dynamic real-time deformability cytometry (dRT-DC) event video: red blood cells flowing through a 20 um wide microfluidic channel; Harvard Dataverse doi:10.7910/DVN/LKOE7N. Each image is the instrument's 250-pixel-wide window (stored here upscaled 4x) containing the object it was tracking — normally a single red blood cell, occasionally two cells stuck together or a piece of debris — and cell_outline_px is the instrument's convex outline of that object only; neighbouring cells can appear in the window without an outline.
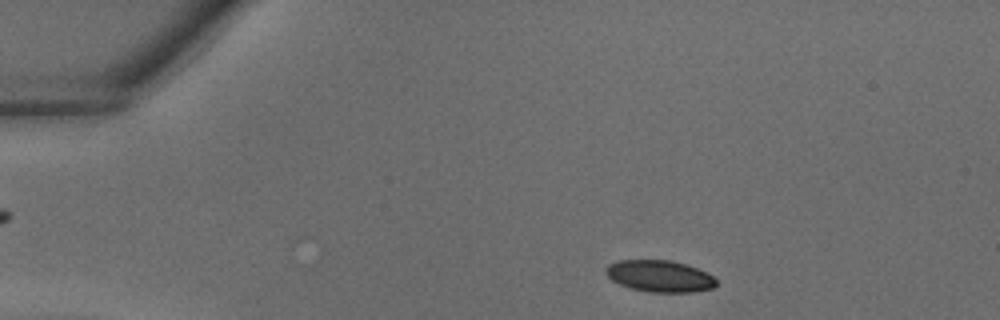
{"species": "common noctule bat (a hibernating species)", "species_latin": "Nyctalus noctula", "temperature_condition": "warm", "stored_images_in_passage": 36, "camera_frame_rate_fps": 3000, "um_per_image_px": 0.085, "animal": {"sex": "male", "body_mass_g": 18.8}, "frame": {"image": 1, "passage_image": 4, "time_ms": 1.0, "image_size_px": [1000, 320], "cell_outline_px": [[716, 284], [712, 288], [692, 292], [652, 292], [632, 288], [620, 284], [612, 280], [604, 272], [604, 268], [608, 264], [616, 260], [672, 260], [696, 268], [712, 276], [716, 280]], "centroid_in_image_um": [56.02, 23.46], "position_along_channel_um": 29.0, "area_um2": 20.23}}
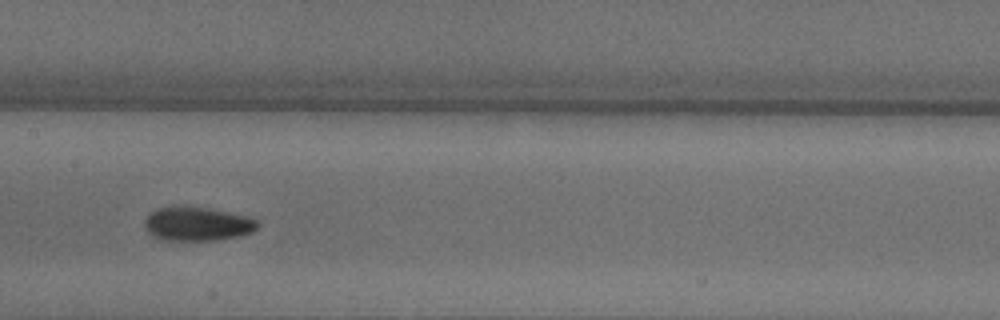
{"frame": {"image": 2, "passage_image": 17, "time_ms": 5.333, "image_size_px": [1000, 320], "cell_outline_px": [[260, 224], [252, 232], [240, 236], [216, 240], [160, 240], [152, 236], [144, 228], [144, 220], [156, 208], [208, 208], [248, 216], [256, 220]], "centroid_in_image_um": [16.78, 19.06], "position_along_channel_um": 190.6, "area_um2": 22.02}}
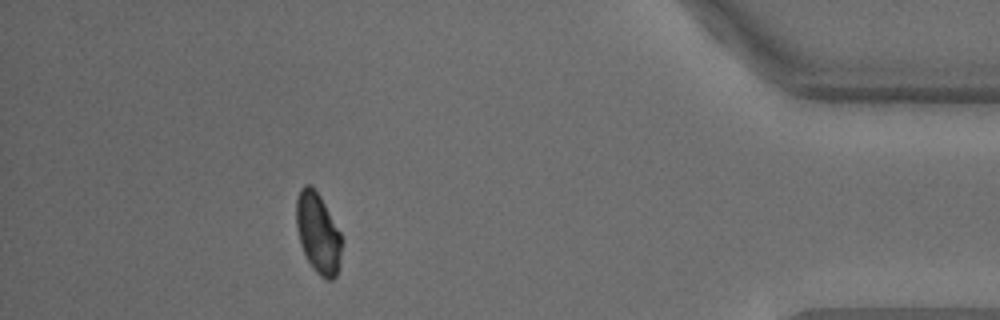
{"frame": {"image": 3, "passage_image": 32, "time_ms": 10.333, "image_size_px": [1000, 320], "cell_outline_px": [[340, 256], [336, 276], [332, 280], [328, 280], [320, 276], [312, 268], [300, 244], [296, 228], [296, 200], [300, 188], [304, 184], [312, 184], [320, 196], [340, 232]], "centroid_in_image_um": [26.99, 19.78], "position_along_channel_um": 408.2, "area_um2": 21.1}}